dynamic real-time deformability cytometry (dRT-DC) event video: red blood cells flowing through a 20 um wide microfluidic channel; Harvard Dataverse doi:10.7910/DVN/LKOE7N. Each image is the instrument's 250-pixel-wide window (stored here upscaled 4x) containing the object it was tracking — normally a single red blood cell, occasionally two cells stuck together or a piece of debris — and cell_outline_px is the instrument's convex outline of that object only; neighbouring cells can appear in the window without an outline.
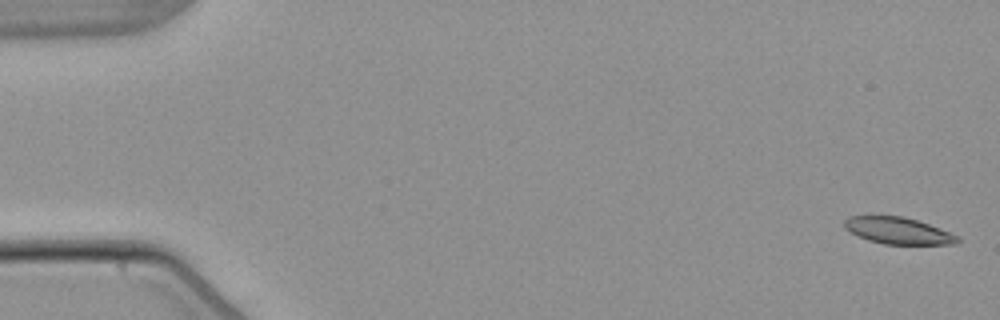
{"species": "common noctule bat (a hibernating species)", "species_latin": "Nyctalus noctula", "temperature_condition": "warm", "stored_images_in_passage": 6, "segment_of_instrument_passage": [1, 2], "camera_frame_rate_fps": 3000, "um_per_image_px": 0.085, "animal": {"sex": "male", "body_mass_g": 21.5, "forearm_length_mm": 52.0}, "frame": {"image": 1, "passage_image": 1, "time_ms": 0.0, "image_size_px": [1000, 320], "cell_outline_px": [[960, 240], [956, 244], [884, 244], [868, 240], [844, 228], [844, 220], [848, 216], [904, 216], [928, 224], [960, 236]], "centroid_in_image_um": [76.35, 19.61], "position_along_channel_um": 8.6, "area_um2": 17.46}}